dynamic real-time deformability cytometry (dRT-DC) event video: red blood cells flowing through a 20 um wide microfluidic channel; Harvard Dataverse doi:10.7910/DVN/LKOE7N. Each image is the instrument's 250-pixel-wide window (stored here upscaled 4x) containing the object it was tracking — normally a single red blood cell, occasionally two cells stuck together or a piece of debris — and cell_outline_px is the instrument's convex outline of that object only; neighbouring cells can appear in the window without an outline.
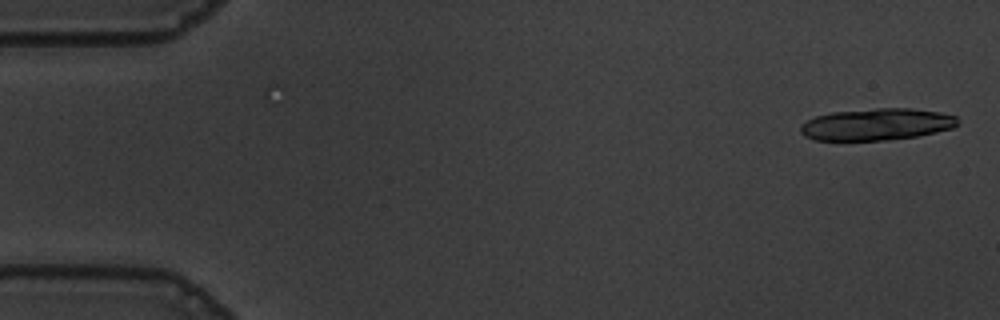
{"species": "common noctule bat (a hibernating species)", "species_latin": "Nyctalus noctula", "temperature_condition": "warm", "stored_images_in_passage": 17, "camera_frame_rate_fps": 3000, "um_per_image_px": 0.085, "animal": {"sex": "male", "body_mass_g": 19.5, "forearm_length_mm": 54.6}, "frame": {"image": 1, "passage_image": 1, "time_ms": 0.0, "image_size_px": [1000, 320], "cell_outline_px": [[960, 124], [952, 128], [936, 132], [916, 136], [888, 140], [816, 140], [804, 136], [800, 132], [800, 124], [816, 116], [832, 112], [876, 108], [912, 108], [940, 112], [956, 116]], "centroid_in_image_um": [74.52, 10.56], "position_along_channel_um": 10.5, "area_um2": 29.25}}